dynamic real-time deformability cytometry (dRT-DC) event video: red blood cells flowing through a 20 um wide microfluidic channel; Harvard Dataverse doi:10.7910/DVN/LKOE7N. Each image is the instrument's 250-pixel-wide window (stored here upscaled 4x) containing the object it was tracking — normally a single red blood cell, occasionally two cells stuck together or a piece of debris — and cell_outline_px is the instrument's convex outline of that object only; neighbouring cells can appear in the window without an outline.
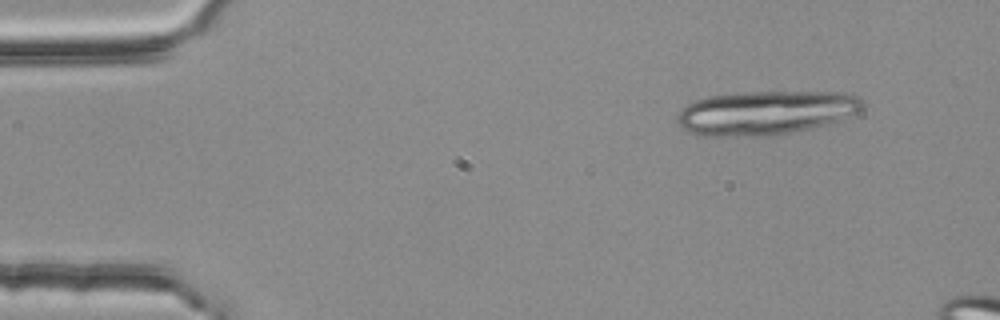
{"species": "common noctule bat (a hibernating species)", "species_latin": "Nyctalus noctula", "temperature_condition": "room temperature", "stored_images_in_passage": 2, "camera_frame_rate_fps": 3000, "um_per_image_px": 0.085, "animal": {"sex": "female", "body_mass_g": 25.1}, "frame": {"image": 1, "passage_image": 1, "time_ms": 0.0, "image_size_px": [1000, 320], "cell_outline_px": [[864, 108], [860, 112], [824, 124], [792, 132], [768, 136], [704, 136], [688, 132], [680, 128], [676, 120], [676, 116], [688, 104], [696, 100], [708, 96], [752, 92], [840, 92], [860, 96], [864, 104]], "centroid_in_image_um": [65.07, 9.58], "position_along_channel_um": 19.9, "area_um2": 47.4}}